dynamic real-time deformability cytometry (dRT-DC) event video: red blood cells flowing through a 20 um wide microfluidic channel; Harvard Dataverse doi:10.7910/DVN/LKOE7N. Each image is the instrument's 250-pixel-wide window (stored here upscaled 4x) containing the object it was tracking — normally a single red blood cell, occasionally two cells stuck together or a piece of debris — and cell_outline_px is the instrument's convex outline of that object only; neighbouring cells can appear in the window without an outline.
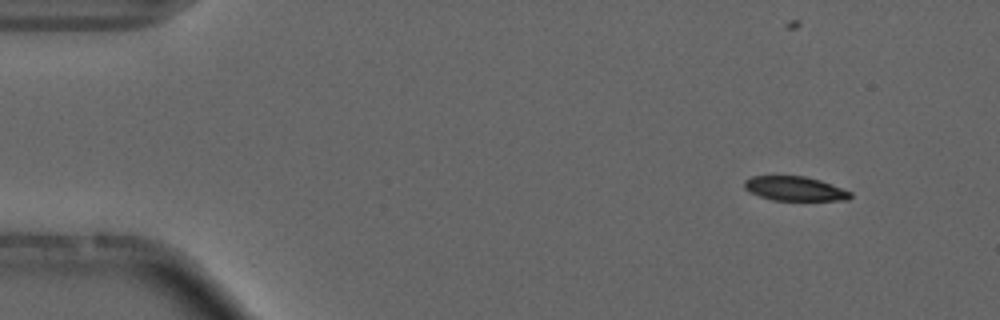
{"species": "common noctule bat (a hibernating species)", "species_latin": "Nyctalus noctula", "temperature_condition": "cold", "stored_images_in_passage": 6, "camera_frame_rate_fps": 3000, "um_per_image_px": 0.085, "animal": {"sex": "male", "forearm_length_mm": 52.5}, "frame": {"image": 1, "passage_image": 1, "time_ms": 0.0, "image_size_px": [1000, 320], "cell_outline_px": [[852, 196], [848, 200], [772, 200], [760, 196], [744, 188], [744, 180], [752, 176], [804, 176], [820, 180], [852, 192]], "centroid_in_image_um": [67.56, 16.03], "position_along_channel_um": 17.4, "area_um2": 14.91}}
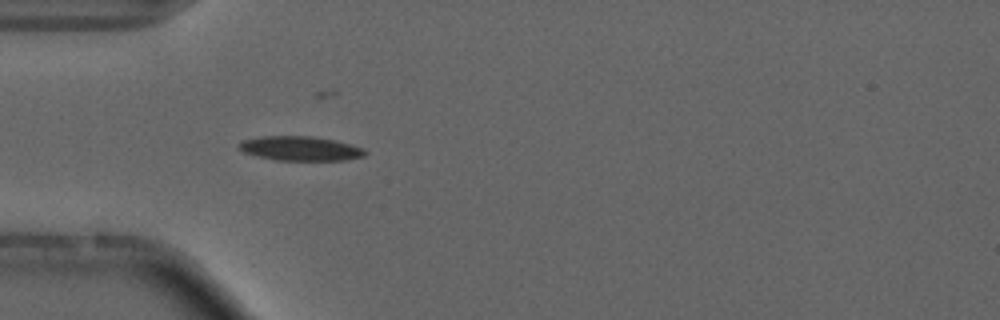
{"frame": {"image": 2, "passage_image": 4, "time_ms": 3.667, "image_size_px": [1000, 320], "cell_outline_px": [[368, 152], [364, 156], [344, 160], [276, 160], [256, 156], [244, 152], [236, 144], [240, 140], [264, 136], [312, 136], [332, 140], [364, 148]], "centroid_in_image_um": [25.49, 12.62], "position_along_channel_um": 59.5, "area_um2": 17.86}}